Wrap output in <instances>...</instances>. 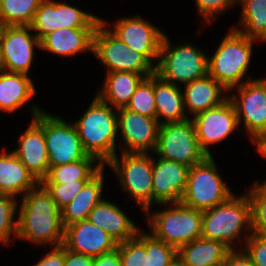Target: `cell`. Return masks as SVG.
<instances>
[{"instance_id": "1f68e13d", "label": "cell", "mask_w": 266, "mask_h": 266, "mask_svg": "<svg viewBox=\"0 0 266 266\" xmlns=\"http://www.w3.org/2000/svg\"><path fill=\"white\" fill-rule=\"evenodd\" d=\"M101 18L57 1V30L64 28H96Z\"/></svg>"}, {"instance_id": "f35d334b", "label": "cell", "mask_w": 266, "mask_h": 266, "mask_svg": "<svg viewBox=\"0 0 266 266\" xmlns=\"http://www.w3.org/2000/svg\"><path fill=\"white\" fill-rule=\"evenodd\" d=\"M88 180H75L65 183H40L51 195L57 207L61 210L82 190Z\"/></svg>"}, {"instance_id": "d6a6232c", "label": "cell", "mask_w": 266, "mask_h": 266, "mask_svg": "<svg viewBox=\"0 0 266 266\" xmlns=\"http://www.w3.org/2000/svg\"><path fill=\"white\" fill-rule=\"evenodd\" d=\"M125 108L141 115L156 118L154 73L139 84Z\"/></svg>"}, {"instance_id": "cb8c5ba5", "label": "cell", "mask_w": 266, "mask_h": 266, "mask_svg": "<svg viewBox=\"0 0 266 266\" xmlns=\"http://www.w3.org/2000/svg\"><path fill=\"white\" fill-rule=\"evenodd\" d=\"M181 92L179 85L164 80L154 72L156 119L159 124L183 122L190 119L185 115L184 95ZM161 117L165 119L164 122L159 120Z\"/></svg>"}, {"instance_id": "5b68a950", "label": "cell", "mask_w": 266, "mask_h": 266, "mask_svg": "<svg viewBox=\"0 0 266 266\" xmlns=\"http://www.w3.org/2000/svg\"><path fill=\"white\" fill-rule=\"evenodd\" d=\"M204 53L187 42L172 47L164 34L159 54L160 60L156 63L155 72L174 85L188 84L208 74V55Z\"/></svg>"}, {"instance_id": "277c9868", "label": "cell", "mask_w": 266, "mask_h": 266, "mask_svg": "<svg viewBox=\"0 0 266 266\" xmlns=\"http://www.w3.org/2000/svg\"><path fill=\"white\" fill-rule=\"evenodd\" d=\"M254 42L231 28L213 56L208 57V74L228 92L247 82L242 80L248 73Z\"/></svg>"}, {"instance_id": "4fadbf2b", "label": "cell", "mask_w": 266, "mask_h": 266, "mask_svg": "<svg viewBox=\"0 0 266 266\" xmlns=\"http://www.w3.org/2000/svg\"><path fill=\"white\" fill-rule=\"evenodd\" d=\"M33 120L20 136L19 147L12 152L41 183L49 172V157L44 135V110L32 106Z\"/></svg>"}, {"instance_id": "b9f144b4", "label": "cell", "mask_w": 266, "mask_h": 266, "mask_svg": "<svg viewBox=\"0 0 266 266\" xmlns=\"http://www.w3.org/2000/svg\"><path fill=\"white\" fill-rule=\"evenodd\" d=\"M94 257L73 252L64 247V266H93Z\"/></svg>"}, {"instance_id": "60d3db41", "label": "cell", "mask_w": 266, "mask_h": 266, "mask_svg": "<svg viewBox=\"0 0 266 266\" xmlns=\"http://www.w3.org/2000/svg\"><path fill=\"white\" fill-rule=\"evenodd\" d=\"M197 10L201 17L203 16L206 23L212 24V20L216 17L215 15L226 11L238 3V0H195ZM213 18V19H212Z\"/></svg>"}, {"instance_id": "ab89813d", "label": "cell", "mask_w": 266, "mask_h": 266, "mask_svg": "<svg viewBox=\"0 0 266 266\" xmlns=\"http://www.w3.org/2000/svg\"><path fill=\"white\" fill-rule=\"evenodd\" d=\"M244 252L249 256L254 266H266V238L250 234L244 237Z\"/></svg>"}, {"instance_id": "74e56055", "label": "cell", "mask_w": 266, "mask_h": 266, "mask_svg": "<svg viewBox=\"0 0 266 266\" xmlns=\"http://www.w3.org/2000/svg\"><path fill=\"white\" fill-rule=\"evenodd\" d=\"M18 202L17 199L0 196V242L4 245L10 240L12 234L17 236L18 231V219L13 220L15 214L18 212Z\"/></svg>"}, {"instance_id": "f546056e", "label": "cell", "mask_w": 266, "mask_h": 266, "mask_svg": "<svg viewBox=\"0 0 266 266\" xmlns=\"http://www.w3.org/2000/svg\"><path fill=\"white\" fill-rule=\"evenodd\" d=\"M102 167L103 165L94 156L88 155L86 158L76 162L50 167L46 178L41 183H65L75 180H89Z\"/></svg>"}, {"instance_id": "ffe728a7", "label": "cell", "mask_w": 266, "mask_h": 266, "mask_svg": "<svg viewBox=\"0 0 266 266\" xmlns=\"http://www.w3.org/2000/svg\"><path fill=\"white\" fill-rule=\"evenodd\" d=\"M94 225L103 228L117 243L133 239L139 229L118 205L101 200L87 218Z\"/></svg>"}, {"instance_id": "7bdbcfd3", "label": "cell", "mask_w": 266, "mask_h": 266, "mask_svg": "<svg viewBox=\"0 0 266 266\" xmlns=\"http://www.w3.org/2000/svg\"><path fill=\"white\" fill-rule=\"evenodd\" d=\"M34 266H64V246L52 247L50 253Z\"/></svg>"}, {"instance_id": "83f0119b", "label": "cell", "mask_w": 266, "mask_h": 266, "mask_svg": "<svg viewBox=\"0 0 266 266\" xmlns=\"http://www.w3.org/2000/svg\"><path fill=\"white\" fill-rule=\"evenodd\" d=\"M36 94L31 78L22 73H0V110L13 113Z\"/></svg>"}, {"instance_id": "7402d4cb", "label": "cell", "mask_w": 266, "mask_h": 266, "mask_svg": "<svg viewBox=\"0 0 266 266\" xmlns=\"http://www.w3.org/2000/svg\"><path fill=\"white\" fill-rule=\"evenodd\" d=\"M40 183L21 163L13 152L2 151L0 154V196L16 198L26 195Z\"/></svg>"}, {"instance_id": "9a60e30c", "label": "cell", "mask_w": 266, "mask_h": 266, "mask_svg": "<svg viewBox=\"0 0 266 266\" xmlns=\"http://www.w3.org/2000/svg\"><path fill=\"white\" fill-rule=\"evenodd\" d=\"M30 31V26H1L0 43L7 72L28 75L35 55L34 46L40 49V40Z\"/></svg>"}, {"instance_id": "5bb4252c", "label": "cell", "mask_w": 266, "mask_h": 266, "mask_svg": "<svg viewBox=\"0 0 266 266\" xmlns=\"http://www.w3.org/2000/svg\"><path fill=\"white\" fill-rule=\"evenodd\" d=\"M191 120L199 146L206 156H212L209 145L225 140L239 127L235 106L229 98L217 107L198 113Z\"/></svg>"}, {"instance_id": "8fae6325", "label": "cell", "mask_w": 266, "mask_h": 266, "mask_svg": "<svg viewBox=\"0 0 266 266\" xmlns=\"http://www.w3.org/2000/svg\"><path fill=\"white\" fill-rule=\"evenodd\" d=\"M235 88L239 95L234 94L229 99L235 106L238 124L243 122L250 140L255 143L266 136V81L248 78Z\"/></svg>"}, {"instance_id": "d590c367", "label": "cell", "mask_w": 266, "mask_h": 266, "mask_svg": "<svg viewBox=\"0 0 266 266\" xmlns=\"http://www.w3.org/2000/svg\"><path fill=\"white\" fill-rule=\"evenodd\" d=\"M30 27L39 40L57 30V1L43 0L35 12Z\"/></svg>"}, {"instance_id": "ac0fdd59", "label": "cell", "mask_w": 266, "mask_h": 266, "mask_svg": "<svg viewBox=\"0 0 266 266\" xmlns=\"http://www.w3.org/2000/svg\"><path fill=\"white\" fill-rule=\"evenodd\" d=\"M189 167L175 161L158 157L153 159V203L166 205L167 203H181L184 194Z\"/></svg>"}, {"instance_id": "8992f818", "label": "cell", "mask_w": 266, "mask_h": 266, "mask_svg": "<svg viewBox=\"0 0 266 266\" xmlns=\"http://www.w3.org/2000/svg\"><path fill=\"white\" fill-rule=\"evenodd\" d=\"M174 208L149 214V226L156 239L161 240L178 250L184 244L202 236V211L183 205L172 204ZM151 215V216H150Z\"/></svg>"}, {"instance_id": "8d00e7d4", "label": "cell", "mask_w": 266, "mask_h": 266, "mask_svg": "<svg viewBox=\"0 0 266 266\" xmlns=\"http://www.w3.org/2000/svg\"><path fill=\"white\" fill-rule=\"evenodd\" d=\"M147 266H170L177 260V250L169 244L146 234Z\"/></svg>"}, {"instance_id": "484cf974", "label": "cell", "mask_w": 266, "mask_h": 266, "mask_svg": "<svg viewBox=\"0 0 266 266\" xmlns=\"http://www.w3.org/2000/svg\"><path fill=\"white\" fill-rule=\"evenodd\" d=\"M231 249L223 242L198 238L177 250V260L182 266H214L223 264Z\"/></svg>"}, {"instance_id": "7c38bea8", "label": "cell", "mask_w": 266, "mask_h": 266, "mask_svg": "<svg viewBox=\"0 0 266 266\" xmlns=\"http://www.w3.org/2000/svg\"><path fill=\"white\" fill-rule=\"evenodd\" d=\"M44 135L49 168L82 160L88 156L74 123L44 112Z\"/></svg>"}, {"instance_id": "9c48e42d", "label": "cell", "mask_w": 266, "mask_h": 266, "mask_svg": "<svg viewBox=\"0 0 266 266\" xmlns=\"http://www.w3.org/2000/svg\"><path fill=\"white\" fill-rule=\"evenodd\" d=\"M105 26H108L106 21L101 19L93 36V54L108 72L127 71L141 75L155 72V67L141 53L130 48Z\"/></svg>"}, {"instance_id": "4dcf8cb0", "label": "cell", "mask_w": 266, "mask_h": 266, "mask_svg": "<svg viewBox=\"0 0 266 266\" xmlns=\"http://www.w3.org/2000/svg\"><path fill=\"white\" fill-rule=\"evenodd\" d=\"M43 0H0L1 26H30Z\"/></svg>"}, {"instance_id": "7dc6e473", "label": "cell", "mask_w": 266, "mask_h": 266, "mask_svg": "<svg viewBox=\"0 0 266 266\" xmlns=\"http://www.w3.org/2000/svg\"><path fill=\"white\" fill-rule=\"evenodd\" d=\"M5 71H6V66H5V61L3 58V51H2V47L0 43V73L5 72Z\"/></svg>"}, {"instance_id": "52a82bcc", "label": "cell", "mask_w": 266, "mask_h": 266, "mask_svg": "<svg viewBox=\"0 0 266 266\" xmlns=\"http://www.w3.org/2000/svg\"><path fill=\"white\" fill-rule=\"evenodd\" d=\"M213 156L189 168L181 203L196 210L211 209L226 202L233 193L217 171Z\"/></svg>"}, {"instance_id": "e575fe53", "label": "cell", "mask_w": 266, "mask_h": 266, "mask_svg": "<svg viewBox=\"0 0 266 266\" xmlns=\"http://www.w3.org/2000/svg\"><path fill=\"white\" fill-rule=\"evenodd\" d=\"M121 266H147L146 233L138 231L130 240L117 244Z\"/></svg>"}, {"instance_id": "603a6c76", "label": "cell", "mask_w": 266, "mask_h": 266, "mask_svg": "<svg viewBox=\"0 0 266 266\" xmlns=\"http://www.w3.org/2000/svg\"><path fill=\"white\" fill-rule=\"evenodd\" d=\"M184 88L185 110L189 109L188 113L193 116L217 107L229 98L224 96L228 91L209 74L185 84Z\"/></svg>"}, {"instance_id": "d6986e66", "label": "cell", "mask_w": 266, "mask_h": 266, "mask_svg": "<svg viewBox=\"0 0 266 266\" xmlns=\"http://www.w3.org/2000/svg\"><path fill=\"white\" fill-rule=\"evenodd\" d=\"M117 242L88 219L65 227L63 246L73 252L99 256L117 248Z\"/></svg>"}, {"instance_id": "f1b7e54d", "label": "cell", "mask_w": 266, "mask_h": 266, "mask_svg": "<svg viewBox=\"0 0 266 266\" xmlns=\"http://www.w3.org/2000/svg\"><path fill=\"white\" fill-rule=\"evenodd\" d=\"M239 3L242 29L233 28L249 39L266 42V0H238Z\"/></svg>"}, {"instance_id": "7a4b0ae2", "label": "cell", "mask_w": 266, "mask_h": 266, "mask_svg": "<svg viewBox=\"0 0 266 266\" xmlns=\"http://www.w3.org/2000/svg\"><path fill=\"white\" fill-rule=\"evenodd\" d=\"M113 109L95 96L84 115L73 122L84 150L103 166L117 154L118 117Z\"/></svg>"}, {"instance_id": "30bf717a", "label": "cell", "mask_w": 266, "mask_h": 266, "mask_svg": "<svg viewBox=\"0 0 266 266\" xmlns=\"http://www.w3.org/2000/svg\"><path fill=\"white\" fill-rule=\"evenodd\" d=\"M153 153L162 159L175 161L189 168L207 157L199 146L191 119L160 124Z\"/></svg>"}, {"instance_id": "6da1fadb", "label": "cell", "mask_w": 266, "mask_h": 266, "mask_svg": "<svg viewBox=\"0 0 266 266\" xmlns=\"http://www.w3.org/2000/svg\"><path fill=\"white\" fill-rule=\"evenodd\" d=\"M19 208L16 239L50 243L52 247L63 245L65 228L61 210L41 184L23 196Z\"/></svg>"}, {"instance_id": "bcb514c9", "label": "cell", "mask_w": 266, "mask_h": 266, "mask_svg": "<svg viewBox=\"0 0 266 266\" xmlns=\"http://www.w3.org/2000/svg\"><path fill=\"white\" fill-rule=\"evenodd\" d=\"M255 144L257 145V151L263 156L266 157V136L259 138Z\"/></svg>"}, {"instance_id": "3957f363", "label": "cell", "mask_w": 266, "mask_h": 266, "mask_svg": "<svg viewBox=\"0 0 266 266\" xmlns=\"http://www.w3.org/2000/svg\"><path fill=\"white\" fill-rule=\"evenodd\" d=\"M245 230L247 236L252 231L251 205L247 193L241 196L232 195L226 202L211 209L202 211V238L223 242L231 250ZM236 239V240H235Z\"/></svg>"}, {"instance_id": "f6af8a7d", "label": "cell", "mask_w": 266, "mask_h": 266, "mask_svg": "<svg viewBox=\"0 0 266 266\" xmlns=\"http://www.w3.org/2000/svg\"><path fill=\"white\" fill-rule=\"evenodd\" d=\"M93 266H121L118 248L94 257Z\"/></svg>"}, {"instance_id": "2e32d148", "label": "cell", "mask_w": 266, "mask_h": 266, "mask_svg": "<svg viewBox=\"0 0 266 266\" xmlns=\"http://www.w3.org/2000/svg\"><path fill=\"white\" fill-rule=\"evenodd\" d=\"M140 16L124 17L114 23L110 30L133 50L141 53L155 68L153 59L159 58L164 33Z\"/></svg>"}, {"instance_id": "d4e9b609", "label": "cell", "mask_w": 266, "mask_h": 266, "mask_svg": "<svg viewBox=\"0 0 266 266\" xmlns=\"http://www.w3.org/2000/svg\"><path fill=\"white\" fill-rule=\"evenodd\" d=\"M102 167L92 178H90L82 190L72 201L61 209V220L63 227L72 223L86 220L90 211L103 199V172Z\"/></svg>"}, {"instance_id": "c3c4849f", "label": "cell", "mask_w": 266, "mask_h": 266, "mask_svg": "<svg viewBox=\"0 0 266 266\" xmlns=\"http://www.w3.org/2000/svg\"><path fill=\"white\" fill-rule=\"evenodd\" d=\"M170 266H182L181 263L176 260L174 263H172Z\"/></svg>"}, {"instance_id": "ba28073f", "label": "cell", "mask_w": 266, "mask_h": 266, "mask_svg": "<svg viewBox=\"0 0 266 266\" xmlns=\"http://www.w3.org/2000/svg\"><path fill=\"white\" fill-rule=\"evenodd\" d=\"M118 176L121 187L141 206V210L151 212L153 205V158L149 153L122 152L106 164Z\"/></svg>"}, {"instance_id": "44dd1931", "label": "cell", "mask_w": 266, "mask_h": 266, "mask_svg": "<svg viewBox=\"0 0 266 266\" xmlns=\"http://www.w3.org/2000/svg\"><path fill=\"white\" fill-rule=\"evenodd\" d=\"M96 28H64L54 30L40 40V49L63 57L75 56L90 50L93 53V36Z\"/></svg>"}, {"instance_id": "4316f807", "label": "cell", "mask_w": 266, "mask_h": 266, "mask_svg": "<svg viewBox=\"0 0 266 266\" xmlns=\"http://www.w3.org/2000/svg\"><path fill=\"white\" fill-rule=\"evenodd\" d=\"M150 75H141L127 71L107 72L103 89L97 93V97L120 109L126 107L139 84Z\"/></svg>"}, {"instance_id": "836d02e7", "label": "cell", "mask_w": 266, "mask_h": 266, "mask_svg": "<svg viewBox=\"0 0 266 266\" xmlns=\"http://www.w3.org/2000/svg\"><path fill=\"white\" fill-rule=\"evenodd\" d=\"M251 205L252 234L266 238V181L254 182L247 194Z\"/></svg>"}, {"instance_id": "ee69618b", "label": "cell", "mask_w": 266, "mask_h": 266, "mask_svg": "<svg viewBox=\"0 0 266 266\" xmlns=\"http://www.w3.org/2000/svg\"><path fill=\"white\" fill-rule=\"evenodd\" d=\"M223 266H254L244 250L232 249L228 252Z\"/></svg>"}, {"instance_id": "e0dca14e", "label": "cell", "mask_w": 266, "mask_h": 266, "mask_svg": "<svg viewBox=\"0 0 266 266\" xmlns=\"http://www.w3.org/2000/svg\"><path fill=\"white\" fill-rule=\"evenodd\" d=\"M118 129L125 146L121 152L148 153L155 151L160 124L156 118L141 115L128 109H117Z\"/></svg>"}]
</instances>
